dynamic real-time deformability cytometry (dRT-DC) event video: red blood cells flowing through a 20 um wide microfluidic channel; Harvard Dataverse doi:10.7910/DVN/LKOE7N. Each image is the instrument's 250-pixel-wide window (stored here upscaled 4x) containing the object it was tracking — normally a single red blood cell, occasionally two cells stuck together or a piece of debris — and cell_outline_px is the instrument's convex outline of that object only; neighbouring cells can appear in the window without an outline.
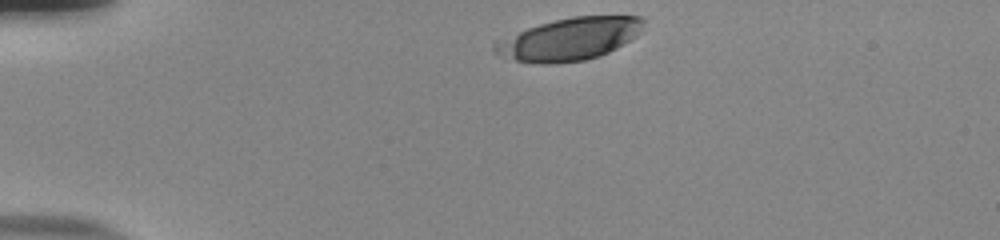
{"species": "human", "species_latin": "Homo sapiens", "temperature_condition": "room temperature", "stored_images_in_passage": 10, "camera_frame_rate_fps": 3000, "um_per_image_px": 0.085, "donor": {"sex": "male"}, "frame": {"image": 1, "passage_image": 1, "time_ms": 0.0, "image_size_px": [1000, 240], "cell_outline_px": [[644, 32], [624, 44], [600, 56], [584, 60], [556, 64], [540, 64], [516, 60], [500, 56], [492, 52], [492, 40], [540, 24], [572, 16], [644, 16]], "centroid_in_image_um": [48.38, 3.33], "position_along_channel_um": 36.6, "area_um2": 37.34}}
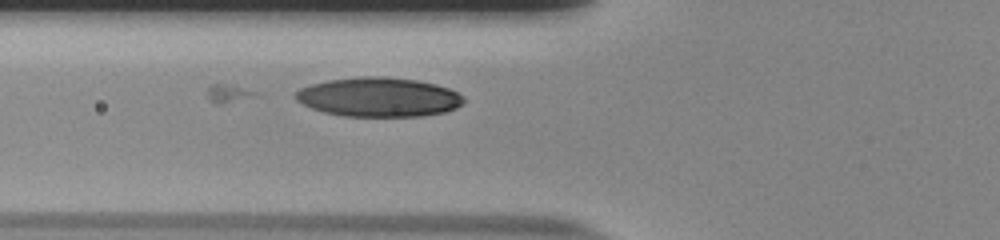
{"frame": {"image": 2, "passage_image": 10, "time_ms": 3.0, "image_size_px": [1000, 240], "cell_outline_px": [[464, 104], [456, 108], [444, 112], [424, 116], [344, 116], [324, 112], [312, 108], [296, 100], [292, 96], [300, 88], [312, 84], [328, 80], [364, 76], [384, 76], [416, 80], [436, 84], [448, 88], [464, 96]], "centroid_in_image_um": [32.2, 8.25], "position_along_channel_um": 93.6, "area_um2": 38.55}}